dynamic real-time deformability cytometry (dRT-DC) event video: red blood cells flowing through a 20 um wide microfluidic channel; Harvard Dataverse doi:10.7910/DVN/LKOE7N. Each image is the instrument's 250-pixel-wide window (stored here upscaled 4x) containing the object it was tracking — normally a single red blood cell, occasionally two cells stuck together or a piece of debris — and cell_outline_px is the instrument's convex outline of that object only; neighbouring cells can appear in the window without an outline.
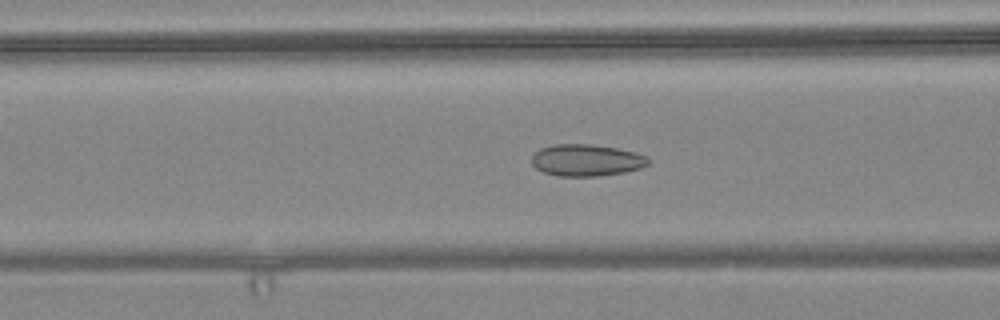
{"species": "common noctule bat (a hibernating species)", "species_latin": "Nyctalus noctula", "temperature_condition": "warm", "stored_images_in_passage": 52, "camera_frame_rate_fps": 3000, "um_per_image_px": 0.085, "animal": {"sex": "female", "body_mass_g": 24.6, "forearm_length_mm": 56.2}, "frame": {"image": 1, "passage_image": 17, "time_ms": 5.333, "image_size_px": [1000, 320], "cell_outline_px": [[652, 160], [648, 164], [640, 168], [624, 172], [600, 176], [560, 176], [544, 172], [536, 168], [532, 164], [532, 156], [540, 148], [556, 144], [592, 144], [616, 148], [636, 152], [648, 156]], "centroid_in_image_um": [49.88, 13.61], "position_along_channel_um": 116.7, "area_um2": 21.68}}
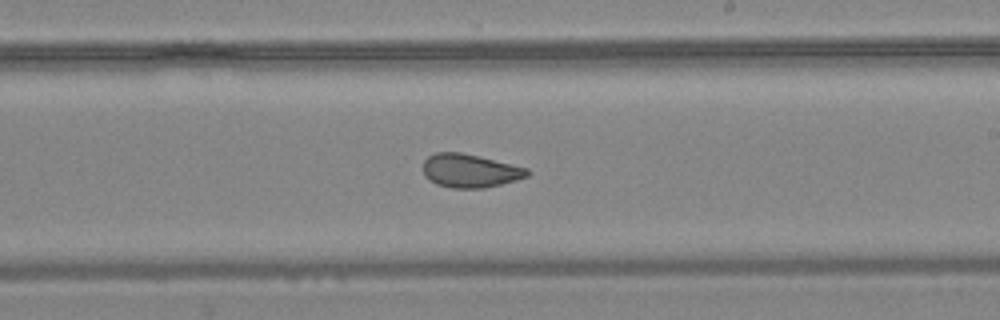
{"frame": {"image": 2, "passage_image": 28, "time_ms": 9.0, "image_size_px": [1000, 320], "cell_outline_px": [[528, 176], [516, 180], [484, 188], [452, 188], [436, 184], [428, 180], [424, 176], [424, 160], [428, 156], [436, 152], [460, 152], [528, 168]], "centroid_in_image_um": [39.91, 14.52], "position_along_channel_um": 249.1, "area_um2": 20.17}}
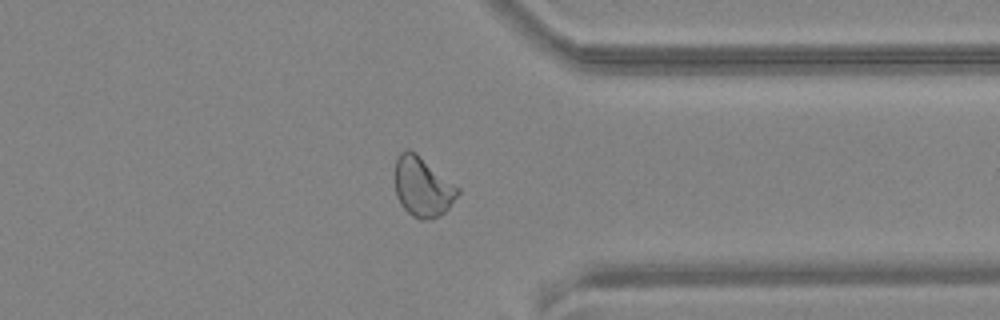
{"frame": {"image": 3, "passage_image": 39, "time_ms": 12.667, "image_size_px": [1000, 320], "cell_outline_px": [[460, 192], [448, 208], [444, 212], [432, 220], [420, 220], [412, 216], [400, 204], [396, 196], [396, 160], [400, 152], [408, 148], [416, 152], [460, 188]], "centroid_in_image_um": [35.93, 15.88], "position_along_channel_um": 375.5, "area_um2": 21.91}, "authors_computed_cell_mechanics": {"area_um2": 21.9062, "velocity_mm_per_s": 3.6021, "shape_relaxation_time_tau1_ms": null, "shape_relaxation_time_tau2_ms": 1.4676, "deformation_change_tau1": null, "deformation_change_tau2": 0.0727}}